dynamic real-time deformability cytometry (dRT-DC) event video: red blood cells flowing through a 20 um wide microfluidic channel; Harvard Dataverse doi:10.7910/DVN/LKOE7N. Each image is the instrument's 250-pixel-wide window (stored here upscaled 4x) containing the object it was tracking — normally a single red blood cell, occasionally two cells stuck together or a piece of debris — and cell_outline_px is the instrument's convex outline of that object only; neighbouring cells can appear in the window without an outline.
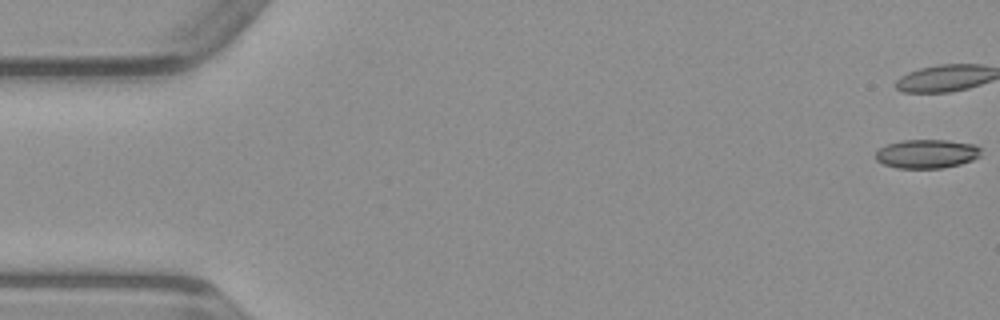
{"species": "common noctule bat (a hibernating species)", "species_latin": "Nyctalus noctula", "temperature_condition": "warm", "stored_images_in_passage": 38, "camera_frame_rate_fps": 3000, "um_per_image_px": 0.085, "animal": {"sex": "male", "body_mass_g": 23.1, "forearm_length_mm": 52.7}, "frame": {"image": 1, "passage_image": 1, "time_ms": 0.0, "image_size_px": [1000, 320], "cell_outline_px": [[980, 156], [972, 160], [960, 164], [940, 168], [896, 168], [884, 164], [876, 160], [876, 152], [880, 148], [888, 144], [900, 140], [948, 140], [972, 144], [980, 148]], "centroid_in_image_um": [78.76, 13.07], "position_along_channel_um": 6.2, "area_um2": 17.63}}